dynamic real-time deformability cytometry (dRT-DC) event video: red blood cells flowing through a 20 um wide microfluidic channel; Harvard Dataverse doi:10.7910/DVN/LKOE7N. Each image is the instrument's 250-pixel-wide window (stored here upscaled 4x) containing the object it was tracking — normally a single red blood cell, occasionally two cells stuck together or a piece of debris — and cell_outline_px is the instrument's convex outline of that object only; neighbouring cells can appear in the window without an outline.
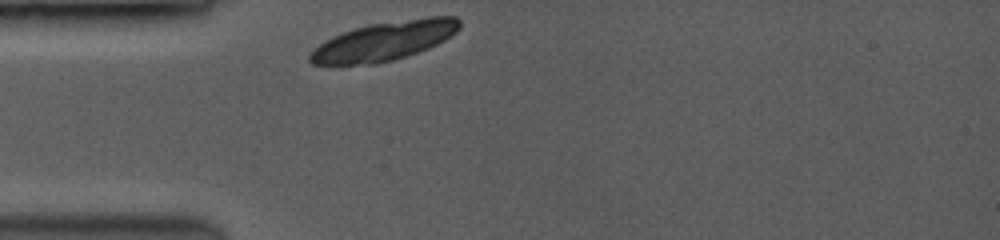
{"species": "common noctule bat (a hibernating species)", "species_latin": "Nyctalus noctula", "temperature_condition": "room temperature", "stored_images_in_passage": 51, "camera_frame_rate_fps": 3500, "um_per_image_px": 0.085, "animal": {"sex": "female", "body_mass_g": 19.0, "forearm_length_mm": 53.3}, "frame": {"image": 1, "passage_image": 1, "time_ms": 0.0, "image_size_px": [1000, 240], "cell_outline_px": [[460, 28], [456, 32], [444, 40], [428, 48], [392, 60], [376, 64], [312, 64], [308, 60], [308, 56], [324, 40], [332, 36], [356, 28], [372, 24], [428, 16], [456, 16], [460, 20]], "centroid_in_image_um": [32.69, 3.47], "position_along_channel_um": 52.3, "area_um2": 33.52}}
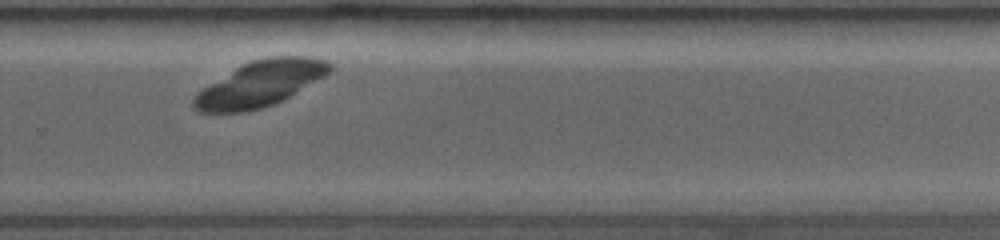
{"frame": {"image": 2, "passage_image": 37, "time_ms": 6.857, "image_size_px": [1000, 240], "cell_outline_px": [[332, 68], [324, 76], [288, 96], [272, 104], [260, 108], [244, 112], [200, 112], [192, 104], [192, 100], [204, 88], [236, 68], [252, 60], [268, 56], [308, 56], [328, 60], [332, 64]], "centroid_in_image_um": [22.15, 7.09], "position_along_channel_um": 307.6, "area_um2": 35.2}}